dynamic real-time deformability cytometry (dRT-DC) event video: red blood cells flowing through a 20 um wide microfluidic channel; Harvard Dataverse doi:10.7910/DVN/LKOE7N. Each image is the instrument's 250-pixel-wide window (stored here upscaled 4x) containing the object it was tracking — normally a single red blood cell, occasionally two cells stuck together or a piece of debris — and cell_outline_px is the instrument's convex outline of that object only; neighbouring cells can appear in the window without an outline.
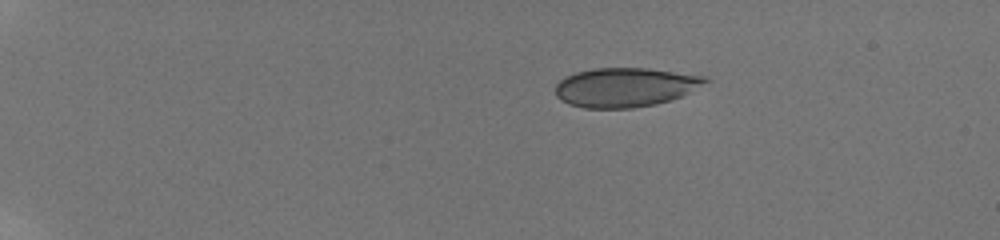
{"species": "human", "species_latin": "Homo sapiens", "temperature_condition": "room temperature", "stored_images_in_passage": 18, "camera_frame_rate_fps": 3000, "um_per_image_px": 0.085, "donor": {"sex": "male"}, "frame": {"image": 1, "passage_image": 1, "time_ms": 0.0, "image_size_px": [1000, 240], "cell_outline_px": [[708, 80], [688, 92], [680, 96], [656, 104], [632, 108], [584, 108], [568, 104], [560, 100], [556, 96], [556, 84], [560, 80], [576, 72], [592, 68], [648, 68], [708, 76]], "centroid_in_image_um": [53.1, 7.41], "position_along_channel_um": 31.9, "area_um2": 34.04}}
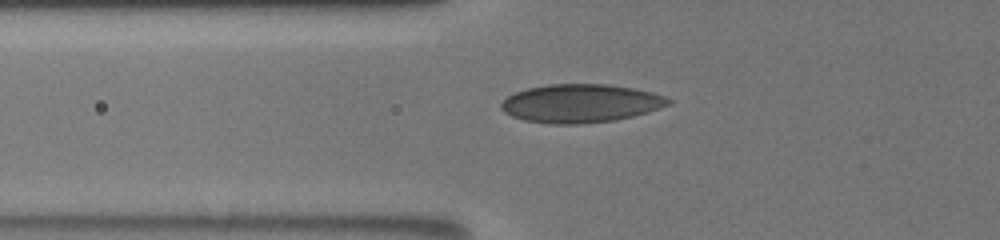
{"frame": {"image": 2, "passage_image": 14, "time_ms": 4.0, "image_size_px": [1000, 240], "cell_outline_px": [[672, 104], [648, 112], [616, 120], [580, 124], [548, 124], [524, 120], [512, 116], [504, 112], [500, 108], [500, 104], [508, 96], [516, 92], [528, 88], [548, 84], [608, 84], [632, 88], [652, 92], [664, 96], [672, 100]], "centroid_in_image_um": [49.36, 8.79], "position_along_channel_um": 76.4, "area_um2": 37.51}}
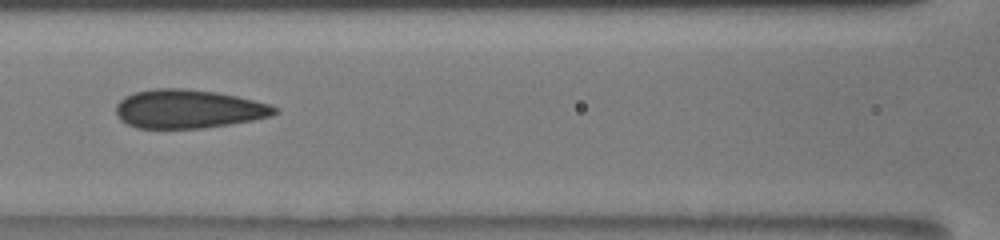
{"frame": {"image": 3, "passage_image": 17, "time_ms": 6.0, "image_size_px": [1000, 240], "cell_outline_px": [[280, 112], [272, 116], [252, 120], [204, 128], [136, 128], [120, 120], [116, 112], [116, 104], [124, 96], [136, 92], [156, 88], [188, 88], [216, 92], [236, 96], [272, 104], [280, 108]], "centroid_in_image_um": [16.04, 9.25], "position_along_channel_um": 150.6, "area_um2": 36.01}}